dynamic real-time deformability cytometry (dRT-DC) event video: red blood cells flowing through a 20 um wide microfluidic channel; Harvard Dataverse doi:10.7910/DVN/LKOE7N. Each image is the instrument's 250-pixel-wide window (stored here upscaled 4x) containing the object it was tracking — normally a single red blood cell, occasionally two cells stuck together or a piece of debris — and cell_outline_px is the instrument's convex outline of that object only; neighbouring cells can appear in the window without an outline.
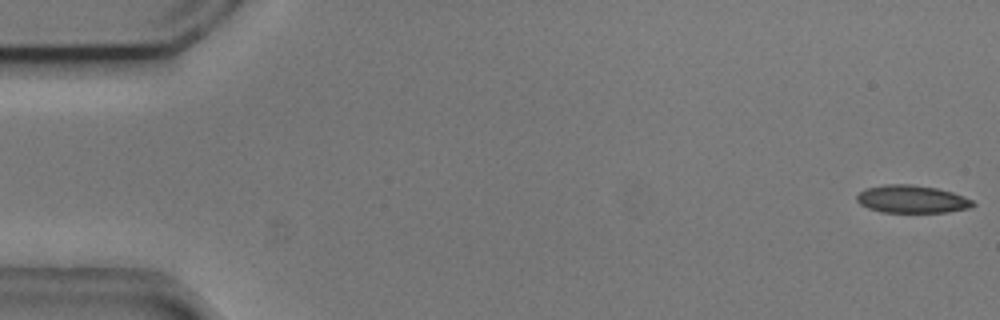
{"species": "common noctule bat (a hibernating species)", "species_latin": "Nyctalus noctula", "temperature_condition": "cold", "stored_images_in_passage": 54, "camera_frame_rate_fps": 3000, "um_per_image_px": 0.085, "animal": {"sex": "male", "body_mass_g": 20.5, "forearm_length_mm": 52.5}, "frame": {"image": 1, "passage_image": 1, "time_ms": 0.0, "image_size_px": [1000, 320], "cell_outline_px": [[976, 204], [968, 208], [948, 212], [880, 212], [868, 208], [860, 204], [856, 200], [856, 196], [864, 188], [884, 184], [912, 184], [936, 188], [952, 192], [964, 196], [972, 200]], "centroid_in_image_um": [77.48, 16.92], "position_along_channel_um": 7.5, "area_um2": 18.84}}
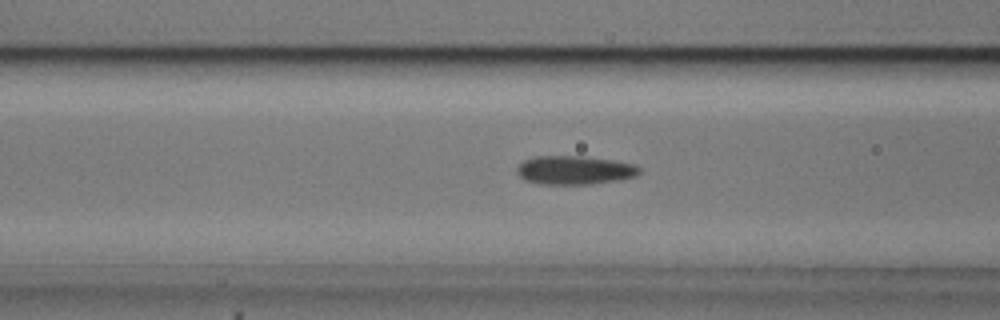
{"frame": {"image": 2, "passage_image": 21, "time_ms": 6.667, "image_size_px": [1000, 320], "cell_outline_px": [[640, 172], [636, 176], [616, 180], [588, 184], [540, 184], [524, 180], [516, 172], [516, 168], [524, 160], [536, 156], [584, 156], [612, 160], [632, 164], [640, 168]], "centroid_in_image_um": [48.8, 14.46], "position_along_channel_um": 117.8, "area_um2": 20.35}}
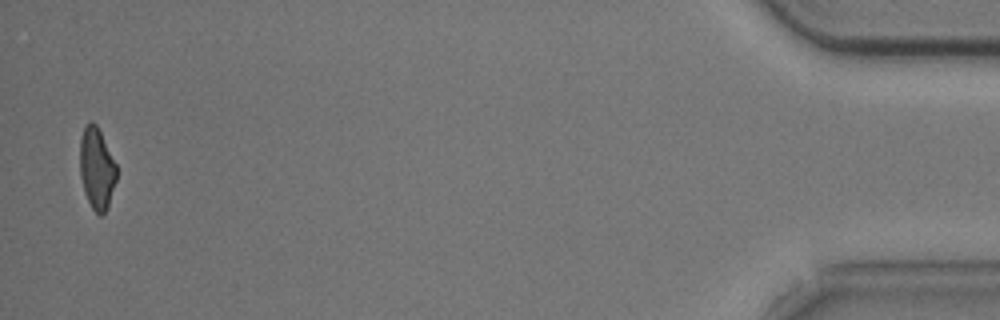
{"frame": {"image": 3, "passage_image": 53, "time_ms": 17.333, "image_size_px": [1000, 320], "cell_outline_px": [[116, 180], [108, 208], [100, 216], [92, 208], [84, 192], [80, 176], [80, 136], [84, 124], [88, 120], [92, 120], [96, 124], [116, 164]], "centroid_in_image_um": [8.2, 14.29], "position_along_channel_um": 427.0, "area_um2": 17.51}, "authors_computed_cell_mechanics": {"area_um2": 19.3052, "velocity_mm_per_s": 3.7417, "shape_relaxation_time_tau1_ms": 4.3365, "shape_relaxation_time_tau2_ms": 4.9028, "deformation_change_tau1": 0.0923, "deformation_change_tau2": 0.1047}}